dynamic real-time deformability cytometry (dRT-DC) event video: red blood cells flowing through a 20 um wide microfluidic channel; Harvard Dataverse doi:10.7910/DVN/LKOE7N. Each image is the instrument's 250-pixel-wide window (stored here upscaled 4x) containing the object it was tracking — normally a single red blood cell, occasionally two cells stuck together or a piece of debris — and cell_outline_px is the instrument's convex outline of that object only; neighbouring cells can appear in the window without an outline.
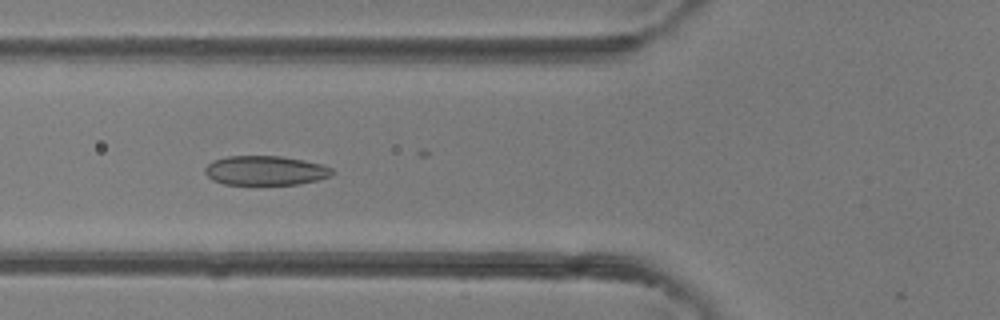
{"species": "common noctule bat (a hibernating species)", "species_latin": "Nyctalus noctula", "temperature_condition": "room temperature", "stored_images_in_passage": 34, "camera_frame_rate_fps": 3000, "um_per_image_px": 0.085, "animal": {"sex": "female"}, "frame": {"image": 1, "passage_image": 16, "time_ms": 5.0, "image_size_px": [1000, 320], "cell_outline_px": [[336, 172], [332, 176], [316, 180], [296, 184], [224, 184], [212, 180], [204, 172], [204, 168], [212, 160], [228, 156], [280, 156], [304, 160], [320, 164], [332, 168]], "centroid_in_image_um": [22.55, 14.49], "position_along_channel_um": 103.2, "area_um2": 21.79}}
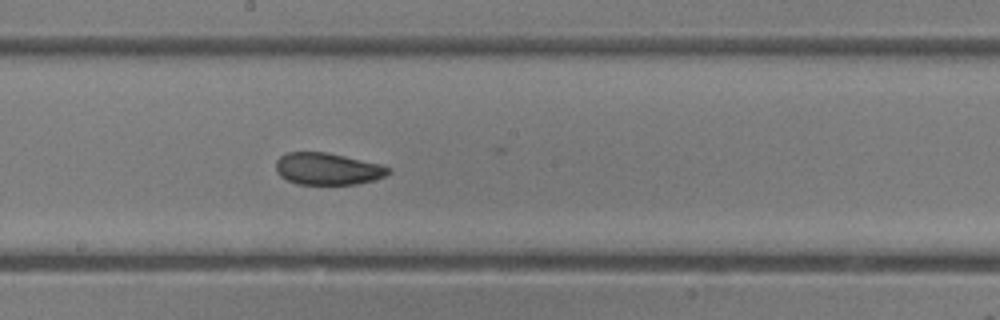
{"frame": {"image": 2, "passage_image": 23, "time_ms": 7.333, "image_size_px": [1000, 320], "cell_outline_px": [[392, 172], [384, 176], [372, 180], [356, 184], [296, 184], [280, 176], [276, 172], [276, 160], [280, 156], [288, 152], [328, 152], [380, 164], [392, 168]], "centroid_in_image_um": [27.84, 14.35], "position_along_channel_um": 220.4, "area_um2": 20.98}}
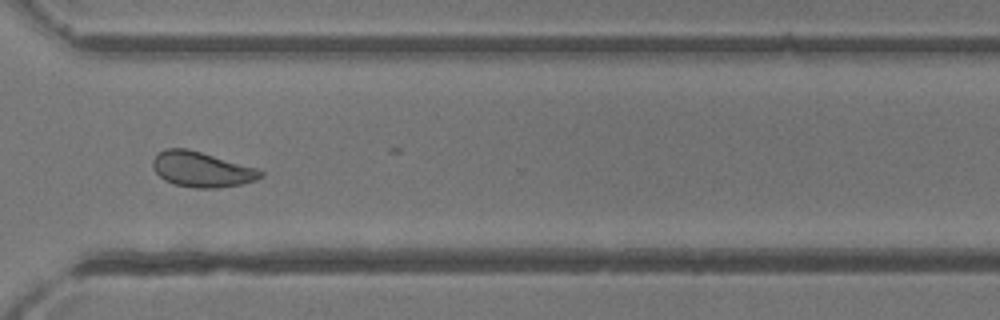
{"frame": {"image": 3, "passage_image": 31, "time_ms": 10.0, "image_size_px": [1000, 320], "cell_outline_px": [[264, 176], [256, 180], [240, 184], [216, 188], [196, 188], [176, 184], [164, 180], [152, 168], [152, 160], [164, 148], [188, 148], [260, 168], [264, 172]], "centroid_in_image_um": [17.18, 14.38], "position_along_channel_um": 353.4, "area_um2": 22.37}}